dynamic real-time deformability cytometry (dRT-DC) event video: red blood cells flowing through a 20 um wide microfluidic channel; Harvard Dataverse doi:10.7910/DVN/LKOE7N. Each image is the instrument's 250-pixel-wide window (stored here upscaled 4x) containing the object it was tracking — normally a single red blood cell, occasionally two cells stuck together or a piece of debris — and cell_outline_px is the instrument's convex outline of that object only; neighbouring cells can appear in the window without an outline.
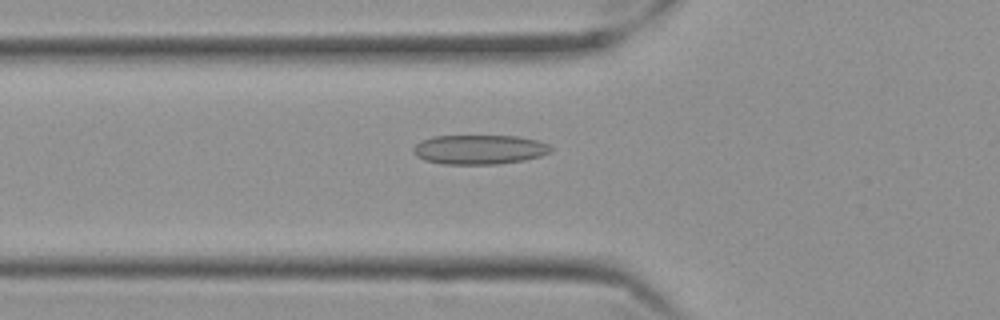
{"species": "Egyptian fruit bat (a non-hibernating species)", "species_latin": "Rousettus aegyptiacus", "temperature_condition": "cold", "stored_images_in_passage": 39, "camera_frame_rate_fps": 3000, "um_per_image_px": 0.085, "frame": {"image": 1, "passage_image": 2, "time_ms": 0.333, "image_size_px": [1000, 320], "cell_outline_px": [[552, 152], [540, 156], [524, 160], [496, 164], [444, 164], [424, 160], [416, 156], [412, 152], [412, 148], [420, 140], [432, 136], [516, 136], [536, 140], [548, 144], [552, 148]], "centroid_in_image_um": [40.71, 12.71], "position_along_channel_um": 85.1, "area_um2": 23.7}}
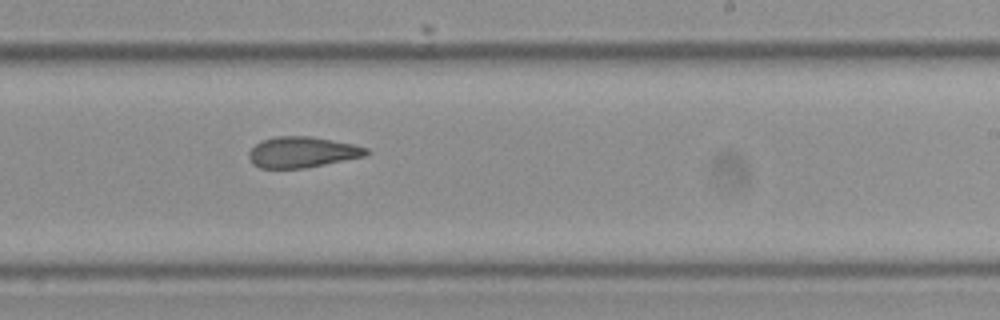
{"frame": {"image": 2, "passage_image": 17, "time_ms": 5.333, "image_size_px": [1000, 320], "cell_outline_px": [[368, 152], [364, 156], [304, 168], [260, 168], [252, 164], [248, 156], [248, 152], [260, 140], [276, 136], [308, 136], [332, 140], [352, 144], [368, 148]], "centroid_in_image_um": [25.63, 12.93], "position_along_channel_um": 263.4, "area_um2": 20.92}}
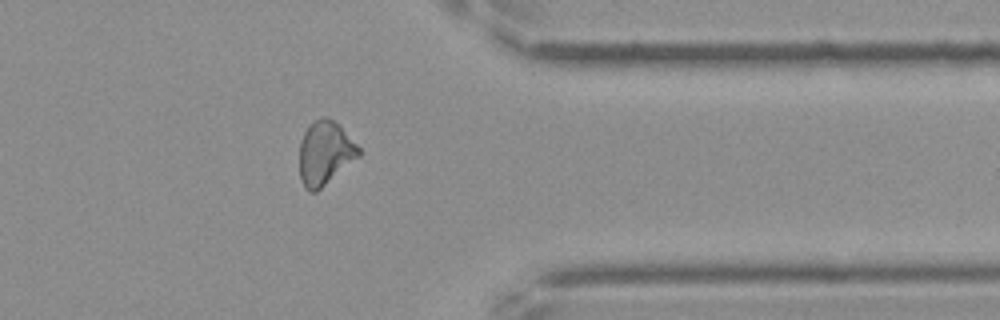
{"frame": {"image": 3, "passage_image": 28, "time_ms": 9.0, "image_size_px": [1000, 320], "cell_outline_px": [[360, 156], [316, 192], [308, 192], [304, 188], [300, 180], [300, 140], [308, 124], [320, 116], [324, 116], [332, 120], [360, 148]], "centroid_in_image_um": [27.58, 13.03], "position_along_channel_um": 383.8, "area_um2": 21.91}, "authors_computed_cell_mechanics": {"area_um2": 21.6172, "velocity_mm_per_s": 3.5447, "shape_relaxation_time_tau1_ms": null, "shape_relaxation_time_tau2_ms": 3.5875, "deformation_change_tau1": null, "deformation_change_tau2": 0.1015}}